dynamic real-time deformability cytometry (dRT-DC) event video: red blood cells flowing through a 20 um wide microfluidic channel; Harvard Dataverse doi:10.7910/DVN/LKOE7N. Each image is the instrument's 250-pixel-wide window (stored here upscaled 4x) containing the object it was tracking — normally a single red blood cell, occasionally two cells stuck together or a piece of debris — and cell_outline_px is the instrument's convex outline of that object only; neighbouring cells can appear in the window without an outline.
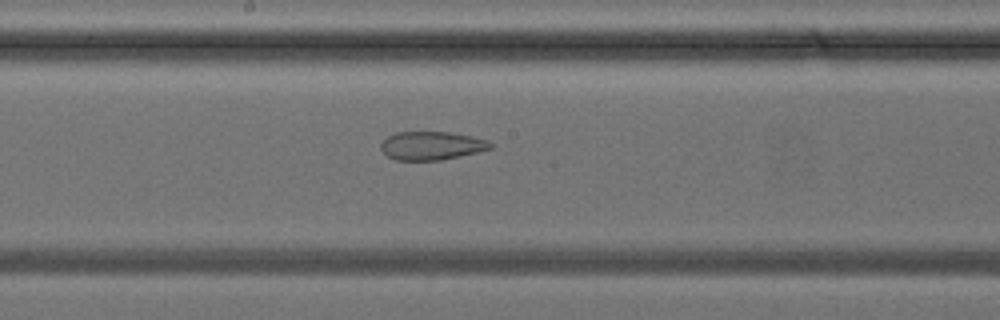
{"species": "common noctule bat (a hibernating species)", "species_latin": "Nyctalus noctula", "temperature_condition": "cold", "stored_images_in_passage": 25, "camera_frame_rate_fps": 3000, "um_per_image_px": 0.085, "animal": {"sex": "female", "body_mass_g": 24.6, "forearm_length_mm": 56.2}, "frame": {"image": 1, "passage_image": 11, "time_ms": 3.333, "image_size_px": [1000, 320], "cell_outline_px": [[492, 148], [460, 156], [440, 160], [396, 160], [388, 156], [380, 148], [380, 144], [388, 136], [396, 132], [448, 132], [472, 136], [488, 140], [492, 144]], "centroid_in_image_um": [36.68, 12.38], "position_along_channel_um": 211.5, "area_um2": 18.03}}
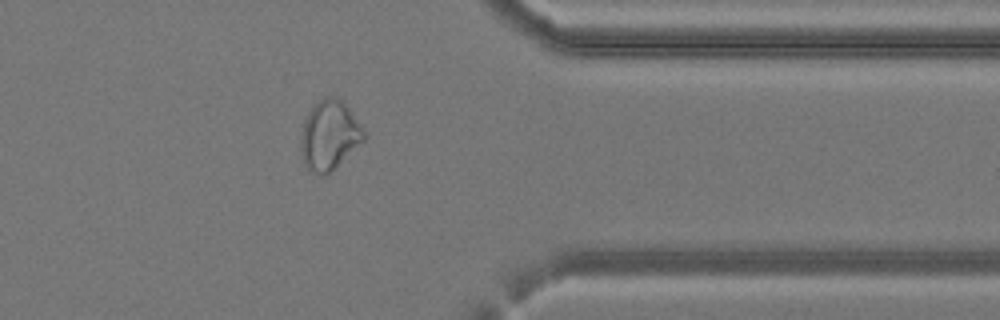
{"frame": {"image": 2, "passage_image": 22, "time_ms": 7.0, "image_size_px": [1000, 320], "cell_outline_px": [[364, 140], [328, 172], [312, 172], [304, 164], [300, 156], [300, 140], [304, 120], [308, 112], [324, 96], [336, 96], [348, 108], [364, 132]], "centroid_in_image_um": [27.94, 11.46], "position_along_channel_um": 383.5, "area_um2": 24.62}}